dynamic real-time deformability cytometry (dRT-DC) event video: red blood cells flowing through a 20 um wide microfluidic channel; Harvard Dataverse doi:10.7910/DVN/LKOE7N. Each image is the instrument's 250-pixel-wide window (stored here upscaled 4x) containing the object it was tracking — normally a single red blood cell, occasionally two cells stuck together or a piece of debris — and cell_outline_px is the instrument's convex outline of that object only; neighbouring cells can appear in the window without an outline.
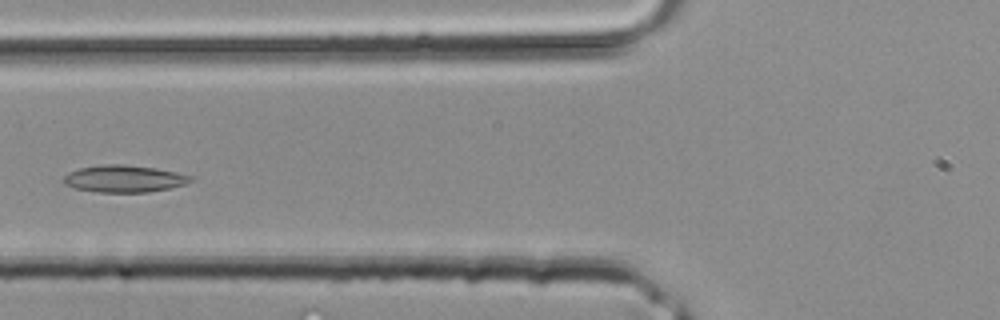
{"species": "common noctule bat (a hibernating species)", "species_latin": "Nyctalus noctula", "temperature_condition": "room temperature", "stored_images_in_passage": 3, "camera_frame_rate_fps": 3000, "um_per_image_px": 0.085, "animal": {"sex": "male", "body_mass_g": 20.4}, "frame": {"image": 1, "passage_image": 3, "time_ms": 0.667, "image_size_px": [1000, 320], "cell_outline_px": [[192, 180], [184, 184], [168, 188], [148, 192], [96, 192], [76, 188], [64, 184], [64, 176], [68, 172], [80, 168], [104, 164], [120, 164], [156, 168], [176, 172], [192, 176]], "centroid_in_image_um": [10.53, 15.19], "position_along_channel_um": 115.3, "area_um2": 19.83}}